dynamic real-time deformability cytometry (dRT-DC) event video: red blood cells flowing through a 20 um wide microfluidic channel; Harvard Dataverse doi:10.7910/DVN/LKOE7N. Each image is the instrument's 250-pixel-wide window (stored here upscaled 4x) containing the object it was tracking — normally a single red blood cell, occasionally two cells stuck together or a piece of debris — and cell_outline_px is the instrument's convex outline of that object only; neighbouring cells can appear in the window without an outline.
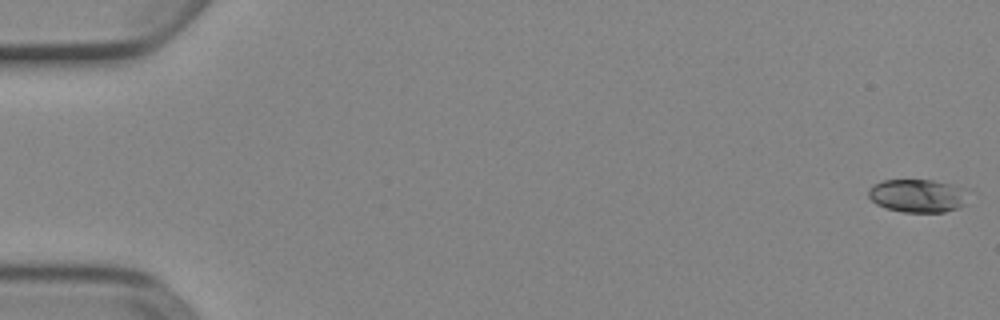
{"species": "Egyptian fruit bat (a non-hibernating species)", "species_latin": "Rousettus aegyptiacus", "temperature_condition": "cold", "stored_images_in_passage": 9, "camera_frame_rate_fps": 3000, "um_per_image_px": 0.085, "animal": {"sex": "female"}, "frame": {"image": 1, "passage_image": 1, "time_ms": 0.0, "image_size_px": [1000, 320], "cell_outline_px": [[968, 188], [964, 204], [956, 208], [944, 212], [904, 212], [884, 208], [876, 204], [868, 196], [868, 188], [872, 184], [884, 180], [932, 180], [952, 184]], "centroid_in_image_um": [77.98, 16.63], "position_along_channel_um": 7.0, "area_um2": 19.48}}
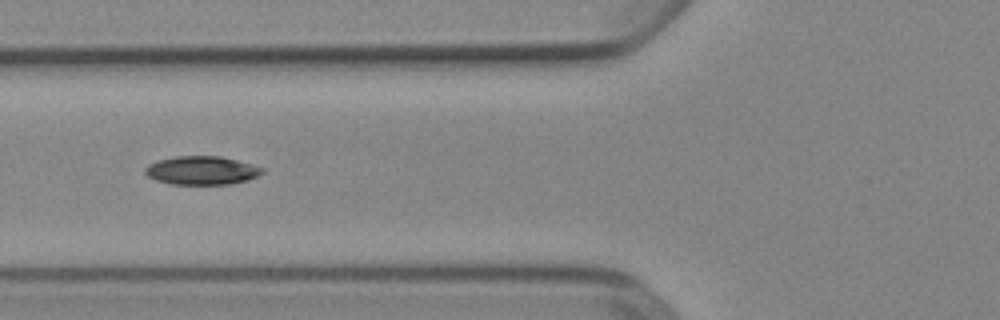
{"frame": {"image": 2, "passage_image": 6, "time_ms": 1.667, "image_size_px": [1000, 320], "cell_outline_px": [[264, 172], [248, 180], [228, 184], [172, 184], [156, 180], [148, 176], [144, 172], [144, 168], [148, 164], [156, 160], [176, 156], [220, 156], [252, 164], [264, 168]], "centroid_in_image_um": [17.12, 14.48], "position_along_channel_um": 108.7, "area_um2": 19.48}}
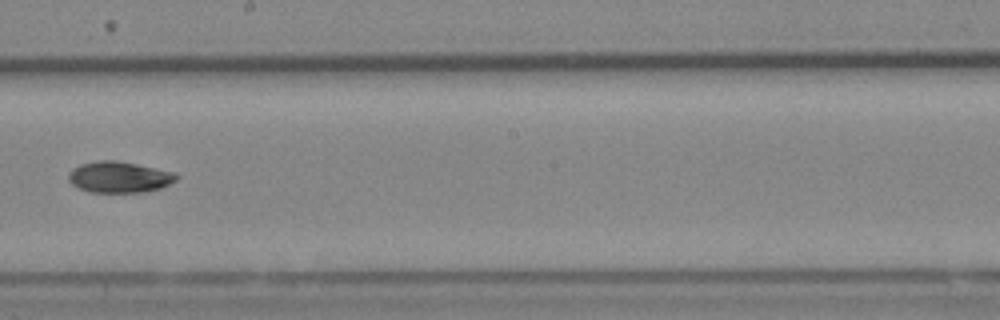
{"frame": {"image": 3, "passage_image": 9, "time_ms": 2.667, "image_size_px": [1000, 320], "cell_outline_px": [[180, 176], [176, 180], [160, 188], [144, 192], [88, 192], [72, 184], [68, 180], [68, 172], [72, 168], [80, 164], [100, 160], [116, 160], [136, 164], [172, 172]], "centroid_in_image_um": [10.09, 15.05], "position_along_channel_um": 238.1, "area_um2": 19.48}}